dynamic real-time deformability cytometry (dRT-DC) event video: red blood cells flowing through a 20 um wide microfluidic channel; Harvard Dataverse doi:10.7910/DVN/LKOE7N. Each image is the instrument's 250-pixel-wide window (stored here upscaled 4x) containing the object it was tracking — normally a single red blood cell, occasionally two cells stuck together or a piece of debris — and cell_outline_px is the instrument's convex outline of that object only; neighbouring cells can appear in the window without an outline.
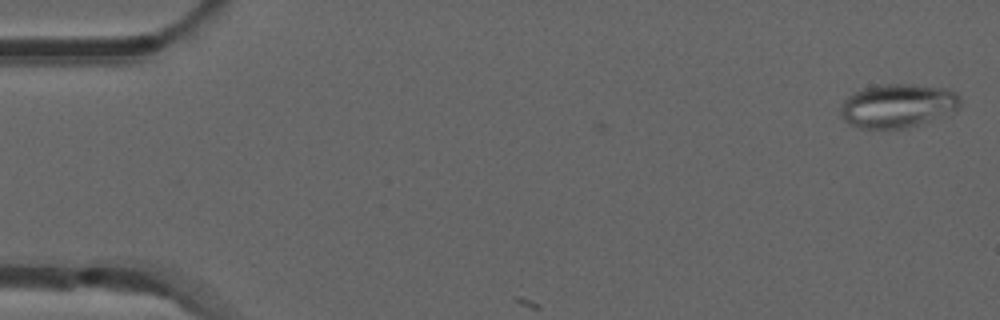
{"species": "common noctule bat (a hibernating species)", "species_latin": "Nyctalus noctula", "temperature_condition": "room temperature", "stored_images_in_passage": 2, "camera_frame_rate_fps": 3000, "um_per_image_px": 0.085, "animal": {"sex": "male", "forearm_length_mm": 52.5}, "frame": {"image": 1, "passage_image": 2, "time_ms": 0.333, "image_size_px": [1000, 320], "cell_outline_px": [[960, 108], [956, 112], [944, 116], [904, 128], [860, 128], [848, 124], [844, 120], [840, 112], [840, 104], [852, 92], [864, 88], [888, 84], [912, 84], [948, 88], [956, 92], [960, 96]], "centroid_in_image_um": [76.33, 8.98], "position_along_channel_um": 8.7, "area_um2": 30.75}}